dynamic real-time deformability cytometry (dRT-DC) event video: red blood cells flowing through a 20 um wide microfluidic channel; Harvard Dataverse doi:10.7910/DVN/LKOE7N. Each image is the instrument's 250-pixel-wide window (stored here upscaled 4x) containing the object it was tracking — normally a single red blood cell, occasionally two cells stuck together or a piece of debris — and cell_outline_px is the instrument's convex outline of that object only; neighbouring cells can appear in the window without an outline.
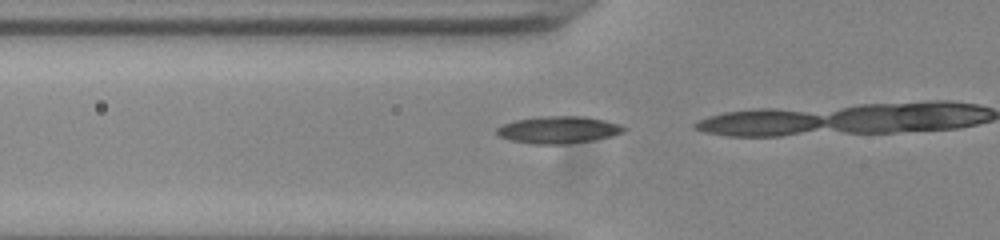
{"species": "common noctule bat (a hibernating species)", "species_latin": "Nyctalus noctula", "temperature_condition": "room temperature", "stored_images_in_passage": 6, "camera_frame_rate_fps": 3000, "um_per_image_px": 0.085, "animal": {"sex": "male", "body_mass_g": 20.0, "forearm_length_mm": 53.3}, "frame": {"image": 1, "passage_image": 4, "time_ms": 1.0, "image_size_px": [1000, 240], "cell_outline_px": [[628, 128], [624, 132], [612, 136], [592, 140], [564, 144], [532, 144], [512, 140], [500, 136], [496, 132], [496, 128], [504, 124], [516, 120], [540, 116], [584, 116], [604, 120], [620, 124]], "centroid_in_image_um": [47.5, 11.03], "position_along_channel_um": 78.3, "area_um2": 20.06}}